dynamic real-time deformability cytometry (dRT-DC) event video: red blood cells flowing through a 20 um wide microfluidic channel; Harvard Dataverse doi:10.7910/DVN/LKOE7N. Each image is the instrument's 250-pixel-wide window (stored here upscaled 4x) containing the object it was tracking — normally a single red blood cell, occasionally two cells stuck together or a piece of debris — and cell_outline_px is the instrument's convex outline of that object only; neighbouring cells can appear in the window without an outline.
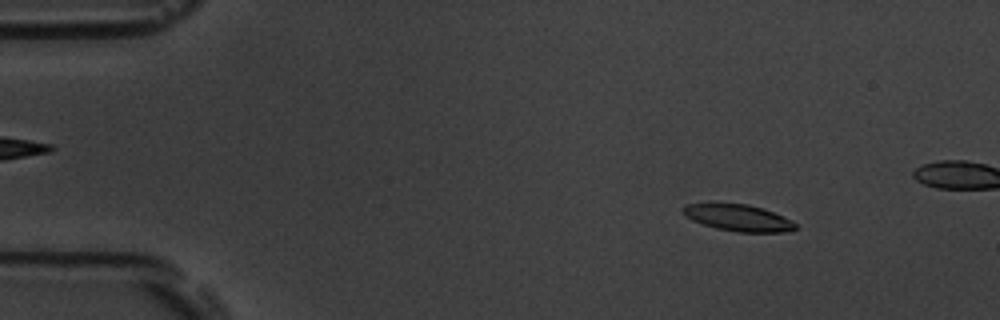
{"species": "common noctule bat (a hibernating species)", "species_latin": "Nyctalus noctula", "temperature_condition": "room temperature", "stored_images_in_passage": 18, "camera_frame_rate_fps": 3000, "um_per_image_px": 0.085, "animal": {"sex": "male", "body_mass_g": 19.5, "forearm_length_mm": 54.6}, "frame": {"image": 1, "passage_image": 8, "time_ms": 2.333, "image_size_px": [1000, 320], "cell_outline_px": [[800, 228], [784, 232], [736, 232], [716, 228], [692, 220], [684, 216], [680, 208], [684, 204], [748, 204], [764, 208], [792, 220]], "centroid_in_image_um": [62.77, 18.52], "position_along_channel_um": 22.2, "area_um2": 17.51}}